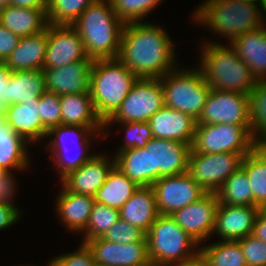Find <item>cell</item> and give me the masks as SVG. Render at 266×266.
Returning <instances> with one entry per match:
<instances>
[{
  "label": "cell",
  "mask_w": 266,
  "mask_h": 266,
  "mask_svg": "<svg viewBox=\"0 0 266 266\" xmlns=\"http://www.w3.org/2000/svg\"><path fill=\"white\" fill-rule=\"evenodd\" d=\"M175 53L163 28L140 21L125 24L117 58L138 78H161L177 67Z\"/></svg>",
  "instance_id": "1"
},
{
  "label": "cell",
  "mask_w": 266,
  "mask_h": 266,
  "mask_svg": "<svg viewBox=\"0 0 266 266\" xmlns=\"http://www.w3.org/2000/svg\"><path fill=\"white\" fill-rule=\"evenodd\" d=\"M92 60L116 59L125 24L116 16L110 0H96L72 24Z\"/></svg>",
  "instance_id": "2"
},
{
  "label": "cell",
  "mask_w": 266,
  "mask_h": 266,
  "mask_svg": "<svg viewBox=\"0 0 266 266\" xmlns=\"http://www.w3.org/2000/svg\"><path fill=\"white\" fill-rule=\"evenodd\" d=\"M202 4L194 12V21L205 24L215 31L214 33L227 36L230 43L242 34L260 28L266 23L260 1L207 0Z\"/></svg>",
  "instance_id": "3"
},
{
  "label": "cell",
  "mask_w": 266,
  "mask_h": 266,
  "mask_svg": "<svg viewBox=\"0 0 266 266\" xmlns=\"http://www.w3.org/2000/svg\"><path fill=\"white\" fill-rule=\"evenodd\" d=\"M204 44L198 67L211 88L249 95L257 79L235 49L212 41Z\"/></svg>",
  "instance_id": "4"
},
{
  "label": "cell",
  "mask_w": 266,
  "mask_h": 266,
  "mask_svg": "<svg viewBox=\"0 0 266 266\" xmlns=\"http://www.w3.org/2000/svg\"><path fill=\"white\" fill-rule=\"evenodd\" d=\"M137 80L138 77L118 58L94 60L89 93L103 122L118 109Z\"/></svg>",
  "instance_id": "5"
},
{
  "label": "cell",
  "mask_w": 266,
  "mask_h": 266,
  "mask_svg": "<svg viewBox=\"0 0 266 266\" xmlns=\"http://www.w3.org/2000/svg\"><path fill=\"white\" fill-rule=\"evenodd\" d=\"M148 257L157 266L180 263L200 254L199 243L170 215H159L146 233Z\"/></svg>",
  "instance_id": "6"
},
{
  "label": "cell",
  "mask_w": 266,
  "mask_h": 266,
  "mask_svg": "<svg viewBox=\"0 0 266 266\" xmlns=\"http://www.w3.org/2000/svg\"><path fill=\"white\" fill-rule=\"evenodd\" d=\"M182 69L175 68L159 78L164 90V106L184 112L197 121L212 88L198 67Z\"/></svg>",
  "instance_id": "7"
},
{
  "label": "cell",
  "mask_w": 266,
  "mask_h": 266,
  "mask_svg": "<svg viewBox=\"0 0 266 266\" xmlns=\"http://www.w3.org/2000/svg\"><path fill=\"white\" fill-rule=\"evenodd\" d=\"M103 129H105V127H84L77 125L60 124L59 126L52 127L47 131L46 138H52H50V141L47 145V149L49 147V149L51 150V155L49 157L51 160H54L53 162H55V166L57 167L61 179L65 177L69 172L80 168L85 162L89 161L94 155H96V153L88 154V149L90 148L89 142H91L92 139L90 137L92 135H98L97 133H99V130L101 132V130L103 131ZM68 138L73 142L77 139V141H75L76 143L74 144L77 145V147L74 146L73 149L78 151L73 154L74 156H70V154L67 155V151L72 148L67 144ZM88 138H90V141Z\"/></svg>",
  "instance_id": "8"
},
{
  "label": "cell",
  "mask_w": 266,
  "mask_h": 266,
  "mask_svg": "<svg viewBox=\"0 0 266 266\" xmlns=\"http://www.w3.org/2000/svg\"><path fill=\"white\" fill-rule=\"evenodd\" d=\"M250 125H196L191 148L200 153H249L255 147Z\"/></svg>",
  "instance_id": "9"
},
{
  "label": "cell",
  "mask_w": 266,
  "mask_h": 266,
  "mask_svg": "<svg viewBox=\"0 0 266 266\" xmlns=\"http://www.w3.org/2000/svg\"><path fill=\"white\" fill-rule=\"evenodd\" d=\"M164 107L159 78H138L118 109L105 122H148Z\"/></svg>",
  "instance_id": "10"
},
{
  "label": "cell",
  "mask_w": 266,
  "mask_h": 266,
  "mask_svg": "<svg viewBox=\"0 0 266 266\" xmlns=\"http://www.w3.org/2000/svg\"><path fill=\"white\" fill-rule=\"evenodd\" d=\"M248 153H200L192 148L188 158L187 173L206 192H217L225 180L241 167Z\"/></svg>",
  "instance_id": "11"
},
{
  "label": "cell",
  "mask_w": 266,
  "mask_h": 266,
  "mask_svg": "<svg viewBox=\"0 0 266 266\" xmlns=\"http://www.w3.org/2000/svg\"><path fill=\"white\" fill-rule=\"evenodd\" d=\"M250 125L249 98L240 92L212 89L196 125Z\"/></svg>",
  "instance_id": "12"
},
{
  "label": "cell",
  "mask_w": 266,
  "mask_h": 266,
  "mask_svg": "<svg viewBox=\"0 0 266 266\" xmlns=\"http://www.w3.org/2000/svg\"><path fill=\"white\" fill-rule=\"evenodd\" d=\"M152 188L160 215H172L176 210L199 200L207 193L187 172L163 176Z\"/></svg>",
  "instance_id": "13"
},
{
  "label": "cell",
  "mask_w": 266,
  "mask_h": 266,
  "mask_svg": "<svg viewBox=\"0 0 266 266\" xmlns=\"http://www.w3.org/2000/svg\"><path fill=\"white\" fill-rule=\"evenodd\" d=\"M88 58L84 43L72 25L48 24V43L43 70Z\"/></svg>",
  "instance_id": "14"
},
{
  "label": "cell",
  "mask_w": 266,
  "mask_h": 266,
  "mask_svg": "<svg viewBox=\"0 0 266 266\" xmlns=\"http://www.w3.org/2000/svg\"><path fill=\"white\" fill-rule=\"evenodd\" d=\"M219 200L215 192H207L199 200L170 215L199 244L212 236Z\"/></svg>",
  "instance_id": "15"
},
{
  "label": "cell",
  "mask_w": 266,
  "mask_h": 266,
  "mask_svg": "<svg viewBox=\"0 0 266 266\" xmlns=\"http://www.w3.org/2000/svg\"><path fill=\"white\" fill-rule=\"evenodd\" d=\"M191 146L178 140L150 139L145 147L151 152L152 185L163 176L186 173Z\"/></svg>",
  "instance_id": "16"
},
{
  "label": "cell",
  "mask_w": 266,
  "mask_h": 266,
  "mask_svg": "<svg viewBox=\"0 0 266 266\" xmlns=\"http://www.w3.org/2000/svg\"><path fill=\"white\" fill-rule=\"evenodd\" d=\"M86 244L93 253L95 266H144L150 263L147 242L117 244L97 237Z\"/></svg>",
  "instance_id": "17"
},
{
  "label": "cell",
  "mask_w": 266,
  "mask_h": 266,
  "mask_svg": "<svg viewBox=\"0 0 266 266\" xmlns=\"http://www.w3.org/2000/svg\"><path fill=\"white\" fill-rule=\"evenodd\" d=\"M94 60L86 58L65 66L42 70L46 91L59 96L66 94H90V70Z\"/></svg>",
  "instance_id": "18"
},
{
  "label": "cell",
  "mask_w": 266,
  "mask_h": 266,
  "mask_svg": "<svg viewBox=\"0 0 266 266\" xmlns=\"http://www.w3.org/2000/svg\"><path fill=\"white\" fill-rule=\"evenodd\" d=\"M112 158L109 160L101 153L94 155L80 168L69 172L60 179L61 185L69 192L94 197L97 190L106 182L111 169L115 166V157Z\"/></svg>",
  "instance_id": "19"
},
{
  "label": "cell",
  "mask_w": 266,
  "mask_h": 266,
  "mask_svg": "<svg viewBox=\"0 0 266 266\" xmlns=\"http://www.w3.org/2000/svg\"><path fill=\"white\" fill-rule=\"evenodd\" d=\"M258 206L224 205L219 202L214 233L221 240L237 241L251 235L254 227Z\"/></svg>",
  "instance_id": "20"
},
{
  "label": "cell",
  "mask_w": 266,
  "mask_h": 266,
  "mask_svg": "<svg viewBox=\"0 0 266 266\" xmlns=\"http://www.w3.org/2000/svg\"><path fill=\"white\" fill-rule=\"evenodd\" d=\"M153 138L193 144L196 120L184 112L164 106L148 120Z\"/></svg>",
  "instance_id": "21"
},
{
  "label": "cell",
  "mask_w": 266,
  "mask_h": 266,
  "mask_svg": "<svg viewBox=\"0 0 266 266\" xmlns=\"http://www.w3.org/2000/svg\"><path fill=\"white\" fill-rule=\"evenodd\" d=\"M4 118L12 130L28 143L46 138L47 129L42 125L39 113V101H28L6 106Z\"/></svg>",
  "instance_id": "22"
},
{
  "label": "cell",
  "mask_w": 266,
  "mask_h": 266,
  "mask_svg": "<svg viewBox=\"0 0 266 266\" xmlns=\"http://www.w3.org/2000/svg\"><path fill=\"white\" fill-rule=\"evenodd\" d=\"M257 81L266 80V24L229 43Z\"/></svg>",
  "instance_id": "23"
},
{
  "label": "cell",
  "mask_w": 266,
  "mask_h": 266,
  "mask_svg": "<svg viewBox=\"0 0 266 266\" xmlns=\"http://www.w3.org/2000/svg\"><path fill=\"white\" fill-rule=\"evenodd\" d=\"M120 219L147 233L158 213L156 196L152 186H139L119 209Z\"/></svg>",
  "instance_id": "24"
},
{
  "label": "cell",
  "mask_w": 266,
  "mask_h": 266,
  "mask_svg": "<svg viewBox=\"0 0 266 266\" xmlns=\"http://www.w3.org/2000/svg\"><path fill=\"white\" fill-rule=\"evenodd\" d=\"M48 43V26L43 32L21 37L4 64L13 72L18 70H43Z\"/></svg>",
  "instance_id": "25"
},
{
  "label": "cell",
  "mask_w": 266,
  "mask_h": 266,
  "mask_svg": "<svg viewBox=\"0 0 266 266\" xmlns=\"http://www.w3.org/2000/svg\"><path fill=\"white\" fill-rule=\"evenodd\" d=\"M94 197L67 191L63 186L56 200V211L70 231L83 232L89 222Z\"/></svg>",
  "instance_id": "26"
},
{
  "label": "cell",
  "mask_w": 266,
  "mask_h": 266,
  "mask_svg": "<svg viewBox=\"0 0 266 266\" xmlns=\"http://www.w3.org/2000/svg\"><path fill=\"white\" fill-rule=\"evenodd\" d=\"M46 91L45 76L42 70L13 71L2 95L8 106L15 103L39 101V96Z\"/></svg>",
  "instance_id": "27"
},
{
  "label": "cell",
  "mask_w": 266,
  "mask_h": 266,
  "mask_svg": "<svg viewBox=\"0 0 266 266\" xmlns=\"http://www.w3.org/2000/svg\"><path fill=\"white\" fill-rule=\"evenodd\" d=\"M0 24L20 37L36 35L46 30L49 24L47 9L6 5L1 15Z\"/></svg>",
  "instance_id": "28"
},
{
  "label": "cell",
  "mask_w": 266,
  "mask_h": 266,
  "mask_svg": "<svg viewBox=\"0 0 266 266\" xmlns=\"http://www.w3.org/2000/svg\"><path fill=\"white\" fill-rule=\"evenodd\" d=\"M63 125L104 127L97 115L90 94H66L60 96Z\"/></svg>",
  "instance_id": "29"
},
{
  "label": "cell",
  "mask_w": 266,
  "mask_h": 266,
  "mask_svg": "<svg viewBox=\"0 0 266 266\" xmlns=\"http://www.w3.org/2000/svg\"><path fill=\"white\" fill-rule=\"evenodd\" d=\"M27 143L12 130L4 116H0V166L4 171L24 170L29 165V154L25 149Z\"/></svg>",
  "instance_id": "30"
},
{
  "label": "cell",
  "mask_w": 266,
  "mask_h": 266,
  "mask_svg": "<svg viewBox=\"0 0 266 266\" xmlns=\"http://www.w3.org/2000/svg\"><path fill=\"white\" fill-rule=\"evenodd\" d=\"M114 157L115 166L138 186H152L150 147L127 149Z\"/></svg>",
  "instance_id": "31"
},
{
  "label": "cell",
  "mask_w": 266,
  "mask_h": 266,
  "mask_svg": "<svg viewBox=\"0 0 266 266\" xmlns=\"http://www.w3.org/2000/svg\"><path fill=\"white\" fill-rule=\"evenodd\" d=\"M138 188L135 182L114 166L106 182L97 190L94 200L119 210Z\"/></svg>",
  "instance_id": "32"
},
{
  "label": "cell",
  "mask_w": 266,
  "mask_h": 266,
  "mask_svg": "<svg viewBox=\"0 0 266 266\" xmlns=\"http://www.w3.org/2000/svg\"><path fill=\"white\" fill-rule=\"evenodd\" d=\"M216 195L221 204L253 206V193L245 170L240 167L230 175Z\"/></svg>",
  "instance_id": "33"
},
{
  "label": "cell",
  "mask_w": 266,
  "mask_h": 266,
  "mask_svg": "<svg viewBox=\"0 0 266 266\" xmlns=\"http://www.w3.org/2000/svg\"><path fill=\"white\" fill-rule=\"evenodd\" d=\"M241 167L252 189L253 206L262 207L266 203V156L254 147L244 156Z\"/></svg>",
  "instance_id": "34"
},
{
  "label": "cell",
  "mask_w": 266,
  "mask_h": 266,
  "mask_svg": "<svg viewBox=\"0 0 266 266\" xmlns=\"http://www.w3.org/2000/svg\"><path fill=\"white\" fill-rule=\"evenodd\" d=\"M200 255L207 266H247L238 241L219 240L200 247Z\"/></svg>",
  "instance_id": "35"
},
{
  "label": "cell",
  "mask_w": 266,
  "mask_h": 266,
  "mask_svg": "<svg viewBox=\"0 0 266 266\" xmlns=\"http://www.w3.org/2000/svg\"><path fill=\"white\" fill-rule=\"evenodd\" d=\"M96 0H48L47 19L53 25H72Z\"/></svg>",
  "instance_id": "36"
},
{
  "label": "cell",
  "mask_w": 266,
  "mask_h": 266,
  "mask_svg": "<svg viewBox=\"0 0 266 266\" xmlns=\"http://www.w3.org/2000/svg\"><path fill=\"white\" fill-rule=\"evenodd\" d=\"M248 98L251 136L256 141L266 133V80L257 81Z\"/></svg>",
  "instance_id": "37"
},
{
  "label": "cell",
  "mask_w": 266,
  "mask_h": 266,
  "mask_svg": "<svg viewBox=\"0 0 266 266\" xmlns=\"http://www.w3.org/2000/svg\"><path fill=\"white\" fill-rule=\"evenodd\" d=\"M120 219L119 210L94 201L83 242L102 237Z\"/></svg>",
  "instance_id": "38"
},
{
  "label": "cell",
  "mask_w": 266,
  "mask_h": 266,
  "mask_svg": "<svg viewBox=\"0 0 266 266\" xmlns=\"http://www.w3.org/2000/svg\"><path fill=\"white\" fill-rule=\"evenodd\" d=\"M161 0H110L116 16L124 23L141 22Z\"/></svg>",
  "instance_id": "39"
},
{
  "label": "cell",
  "mask_w": 266,
  "mask_h": 266,
  "mask_svg": "<svg viewBox=\"0 0 266 266\" xmlns=\"http://www.w3.org/2000/svg\"><path fill=\"white\" fill-rule=\"evenodd\" d=\"M112 123H120L126 130L125 142L117 150L118 152L131 148H143L153 138L148 122H104V127H109Z\"/></svg>",
  "instance_id": "40"
},
{
  "label": "cell",
  "mask_w": 266,
  "mask_h": 266,
  "mask_svg": "<svg viewBox=\"0 0 266 266\" xmlns=\"http://www.w3.org/2000/svg\"><path fill=\"white\" fill-rule=\"evenodd\" d=\"M39 113L42 125L49 130L62 124L60 96L45 91L39 96Z\"/></svg>",
  "instance_id": "41"
},
{
  "label": "cell",
  "mask_w": 266,
  "mask_h": 266,
  "mask_svg": "<svg viewBox=\"0 0 266 266\" xmlns=\"http://www.w3.org/2000/svg\"><path fill=\"white\" fill-rule=\"evenodd\" d=\"M102 238L117 244L147 242L146 233L144 231L121 219L108 229Z\"/></svg>",
  "instance_id": "42"
},
{
  "label": "cell",
  "mask_w": 266,
  "mask_h": 266,
  "mask_svg": "<svg viewBox=\"0 0 266 266\" xmlns=\"http://www.w3.org/2000/svg\"><path fill=\"white\" fill-rule=\"evenodd\" d=\"M237 241L241 245L247 266H266V242L253 235Z\"/></svg>",
  "instance_id": "43"
},
{
  "label": "cell",
  "mask_w": 266,
  "mask_h": 266,
  "mask_svg": "<svg viewBox=\"0 0 266 266\" xmlns=\"http://www.w3.org/2000/svg\"><path fill=\"white\" fill-rule=\"evenodd\" d=\"M51 263L52 266H95L93 253L86 243H82L75 252L57 256Z\"/></svg>",
  "instance_id": "44"
},
{
  "label": "cell",
  "mask_w": 266,
  "mask_h": 266,
  "mask_svg": "<svg viewBox=\"0 0 266 266\" xmlns=\"http://www.w3.org/2000/svg\"><path fill=\"white\" fill-rule=\"evenodd\" d=\"M21 37L0 24V62H5L16 48Z\"/></svg>",
  "instance_id": "45"
},
{
  "label": "cell",
  "mask_w": 266,
  "mask_h": 266,
  "mask_svg": "<svg viewBox=\"0 0 266 266\" xmlns=\"http://www.w3.org/2000/svg\"><path fill=\"white\" fill-rule=\"evenodd\" d=\"M14 178L11 172H5L0 177V204L15 206L12 203V198H14V192L16 191V180Z\"/></svg>",
  "instance_id": "46"
},
{
  "label": "cell",
  "mask_w": 266,
  "mask_h": 266,
  "mask_svg": "<svg viewBox=\"0 0 266 266\" xmlns=\"http://www.w3.org/2000/svg\"><path fill=\"white\" fill-rule=\"evenodd\" d=\"M21 211L12 205L0 204V230L10 227L17 222Z\"/></svg>",
  "instance_id": "47"
},
{
  "label": "cell",
  "mask_w": 266,
  "mask_h": 266,
  "mask_svg": "<svg viewBox=\"0 0 266 266\" xmlns=\"http://www.w3.org/2000/svg\"><path fill=\"white\" fill-rule=\"evenodd\" d=\"M251 235L266 242V212L261 207L256 215Z\"/></svg>",
  "instance_id": "48"
},
{
  "label": "cell",
  "mask_w": 266,
  "mask_h": 266,
  "mask_svg": "<svg viewBox=\"0 0 266 266\" xmlns=\"http://www.w3.org/2000/svg\"><path fill=\"white\" fill-rule=\"evenodd\" d=\"M11 74L12 71L4 64V62H0V116L4 115L7 106L1 96L5 95L6 85Z\"/></svg>",
  "instance_id": "49"
},
{
  "label": "cell",
  "mask_w": 266,
  "mask_h": 266,
  "mask_svg": "<svg viewBox=\"0 0 266 266\" xmlns=\"http://www.w3.org/2000/svg\"><path fill=\"white\" fill-rule=\"evenodd\" d=\"M9 5L21 8L47 9L48 0H9Z\"/></svg>",
  "instance_id": "50"
},
{
  "label": "cell",
  "mask_w": 266,
  "mask_h": 266,
  "mask_svg": "<svg viewBox=\"0 0 266 266\" xmlns=\"http://www.w3.org/2000/svg\"><path fill=\"white\" fill-rule=\"evenodd\" d=\"M164 266H207L206 262L202 258V256L199 254L194 259H191L189 261L180 262V263H174V264H168Z\"/></svg>",
  "instance_id": "51"
},
{
  "label": "cell",
  "mask_w": 266,
  "mask_h": 266,
  "mask_svg": "<svg viewBox=\"0 0 266 266\" xmlns=\"http://www.w3.org/2000/svg\"><path fill=\"white\" fill-rule=\"evenodd\" d=\"M255 147L266 156V133L256 140Z\"/></svg>",
  "instance_id": "52"
},
{
  "label": "cell",
  "mask_w": 266,
  "mask_h": 266,
  "mask_svg": "<svg viewBox=\"0 0 266 266\" xmlns=\"http://www.w3.org/2000/svg\"><path fill=\"white\" fill-rule=\"evenodd\" d=\"M4 7H5V5L0 2V19H1V15L3 13Z\"/></svg>",
  "instance_id": "53"
},
{
  "label": "cell",
  "mask_w": 266,
  "mask_h": 266,
  "mask_svg": "<svg viewBox=\"0 0 266 266\" xmlns=\"http://www.w3.org/2000/svg\"><path fill=\"white\" fill-rule=\"evenodd\" d=\"M261 4L263 5L264 12L266 13V0H262Z\"/></svg>",
  "instance_id": "54"
},
{
  "label": "cell",
  "mask_w": 266,
  "mask_h": 266,
  "mask_svg": "<svg viewBox=\"0 0 266 266\" xmlns=\"http://www.w3.org/2000/svg\"><path fill=\"white\" fill-rule=\"evenodd\" d=\"M1 3H3L5 6L9 5V0H0Z\"/></svg>",
  "instance_id": "55"
},
{
  "label": "cell",
  "mask_w": 266,
  "mask_h": 266,
  "mask_svg": "<svg viewBox=\"0 0 266 266\" xmlns=\"http://www.w3.org/2000/svg\"><path fill=\"white\" fill-rule=\"evenodd\" d=\"M6 171H4L1 166H0V177L5 173Z\"/></svg>",
  "instance_id": "56"
},
{
  "label": "cell",
  "mask_w": 266,
  "mask_h": 266,
  "mask_svg": "<svg viewBox=\"0 0 266 266\" xmlns=\"http://www.w3.org/2000/svg\"><path fill=\"white\" fill-rule=\"evenodd\" d=\"M144 266H157V265H155L154 263L150 262V263H148V264H146Z\"/></svg>",
  "instance_id": "57"
},
{
  "label": "cell",
  "mask_w": 266,
  "mask_h": 266,
  "mask_svg": "<svg viewBox=\"0 0 266 266\" xmlns=\"http://www.w3.org/2000/svg\"><path fill=\"white\" fill-rule=\"evenodd\" d=\"M261 208L266 212V203Z\"/></svg>",
  "instance_id": "58"
}]
</instances>
